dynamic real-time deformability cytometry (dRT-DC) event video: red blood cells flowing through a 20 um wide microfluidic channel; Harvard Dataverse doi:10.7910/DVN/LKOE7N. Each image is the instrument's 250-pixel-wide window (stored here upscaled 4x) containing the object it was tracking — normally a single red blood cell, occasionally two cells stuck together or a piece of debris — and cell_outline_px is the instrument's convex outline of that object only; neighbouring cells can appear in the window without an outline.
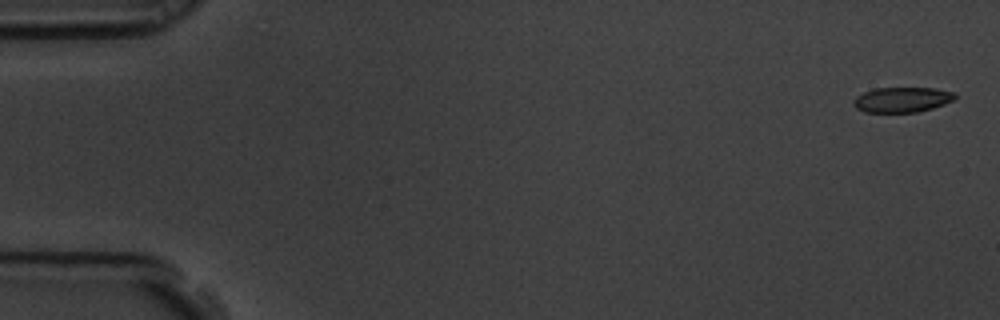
{"species": "common noctule bat (a hibernating species)", "species_latin": "Nyctalus noctula", "temperature_condition": "room temperature", "stored_images_in_passage": 5, "camera_frame_rate_fps": 3000, "um_per_image_px": 0.085, "animal": {"sex": "male", "body_mass_g": 19.5, "forearm_length_mm": 54.6}, "frame": {"image": 1, "passage_image": 1, "time_ms": 0.0, "image_size_px": [1000, 320], "cell_outline_px": [[956, 96], [952, 100], [944, 104], [932, 108], [916, 112], [864, 112], [856, 108], [852, 104], [852, 100], [856, 96], [864, 92], [876, 88], [936, 88], [956, 92]], "centroid_in_image_um": [76.66, 8.47], "position_along_channel_um": 8.3, "area_um2": 14.91}}